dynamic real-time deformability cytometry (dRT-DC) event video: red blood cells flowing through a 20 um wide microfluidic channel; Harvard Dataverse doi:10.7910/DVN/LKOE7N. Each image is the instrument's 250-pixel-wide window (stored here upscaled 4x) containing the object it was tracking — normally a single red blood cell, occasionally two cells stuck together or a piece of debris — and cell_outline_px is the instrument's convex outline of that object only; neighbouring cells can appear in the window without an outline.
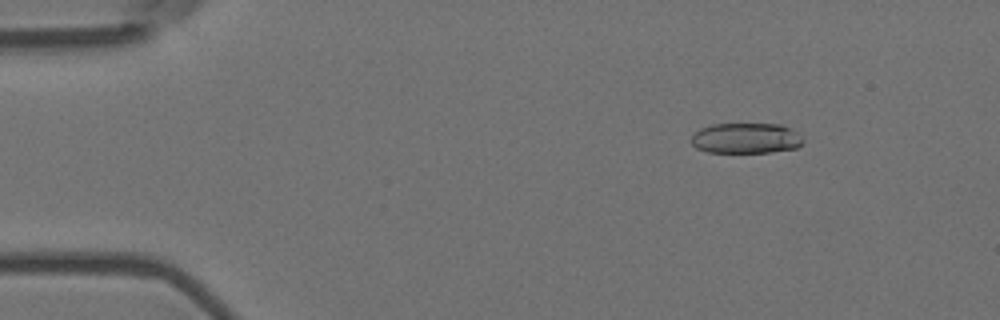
{"species": "Egyptian fruit bat (a non-hibernating species)", "species_latin": "Rousettus aegyptiacus", "temperature_condition": "room temperature", "stored_images_in_passage": 52, "camera_frame_rate_fps": 3000, "um_per_image_px": 0.085, "animal": {"sex": "female"}, "frame": {"image": 1, "passage_image": 4, "time_ms": 1.0, "image_size_px": [1000, 320], "cell_outline_px": [[804, 140], [796, 148], [768, 152], [708, 152], [696, 148], [692, 144], [692, 136], [700, 128], [712, 124], [780, 124], [796, 132]], "centroid_in_image_um": [63.38, 11.75], "position_along_channel_um": 21.6, "area_um2": 19.65}}
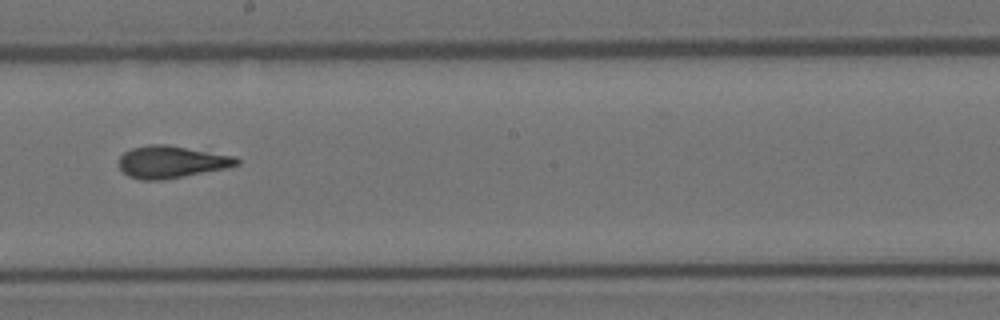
{"frame": {"image": 2, "passage_image": 28, "time_ms": 9.0, "image_size_px": [1000, 320], "cell_outline_px": [[240, 164], [228, 168], [164, 180], [140, 180], [128, 176], [120, 168], [120, 156], [124, 152], [132, 148], [148, 144], [164, 144], [236, 156], [240, 160]], "centroid_in_image_um": [14.6, 13.77], "position_along_channel_um": 233.6, "area_um2": 22.2}}
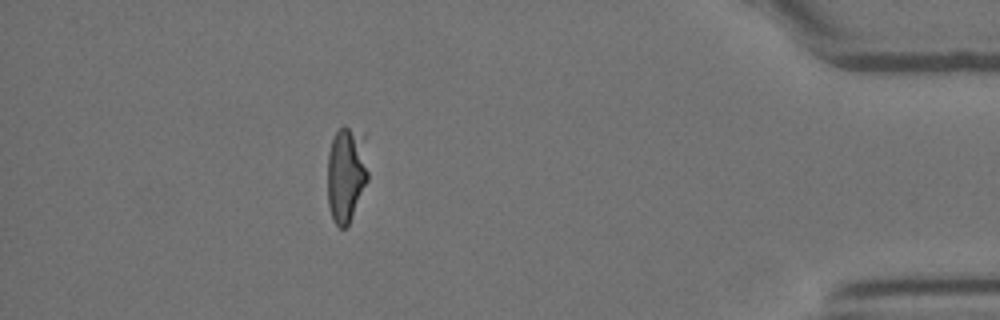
{"frame": {"image": 3, "passage_image": 46, "time_ms": 15.0, "image_size_px": [1000, 320], "cell_outline_px": [[368, 180], [348, 224], [344, 228], [340, 228], [332, 220], [328, 204], [328, 152], [332, 140], [336, 132], [344, 124], [356, 136], [368, 172]], "centroid_in_image_um": [29.34, 14.96], "position_along_channel_um": 405.9, "area_um2": 21.21}}